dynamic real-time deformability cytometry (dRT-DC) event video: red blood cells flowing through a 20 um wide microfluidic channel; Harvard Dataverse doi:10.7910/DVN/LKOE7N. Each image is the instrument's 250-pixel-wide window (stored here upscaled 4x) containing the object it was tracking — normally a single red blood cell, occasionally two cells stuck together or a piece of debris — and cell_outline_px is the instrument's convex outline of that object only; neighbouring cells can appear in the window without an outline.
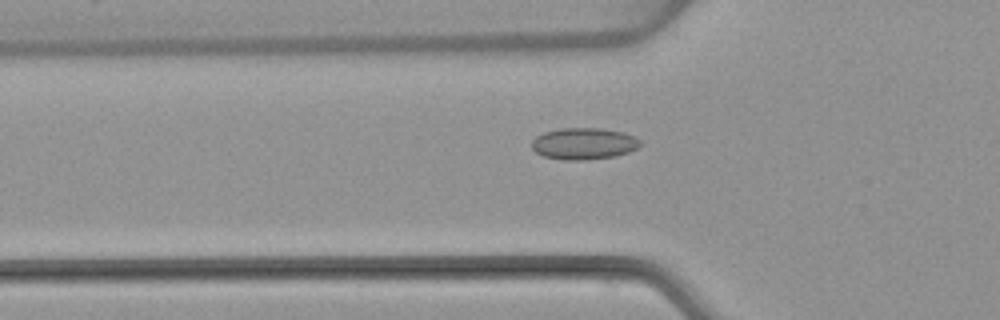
{"species": "common noctule bat (a hibernating species)", "species_latin": "Nyctalus noctula", "temperature_condition": "warm", "stored_images_in_passage": 32, "camera_frame_rate_fps": 3000, "um_per_image_px": 0.085, "animal": {"sex": "female", "body_mass_g": 22.7, "forearm_length_mm": 54.2}, "frame": {"image": 1, "passage_image": 2, "time_ms": 0.333, "image_size_px": [1000, 320], "cell_outline_px": [[640, 144], [636, 148], [628, 152], [616, 156], [584, 160], [564, 160], [544, 156], [536, 152], [532, 148], [532, 140], [536, 136], [544, 132], [560, 128], [600, 128], [624, 132], [640, 140]], "centroid_in_image_um": [49.6, 12.2], "position_along_channel_um": 76.2, "area_um2": 19.94}}
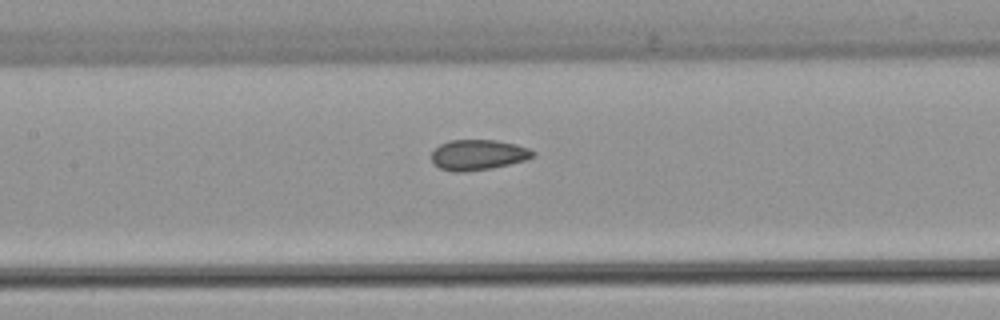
{"frame": {"image": 2, "passage_image": 9, "time_ms": 2.667, "image_size_px": [1000, 320], "cell_outline_px": [[536, 156], [524, 160], [492, 168], [460, 172], [452, 172], [440, 168], [432, 160], [432, 152], [440, 144], [452, 140], [496, 140], [516, 144], [528, 148], [536, 152]], "centroid_in_image_um": [40.66, 13.16], "position_along_channel_um": 166.7, "area_um2": 17.86}}
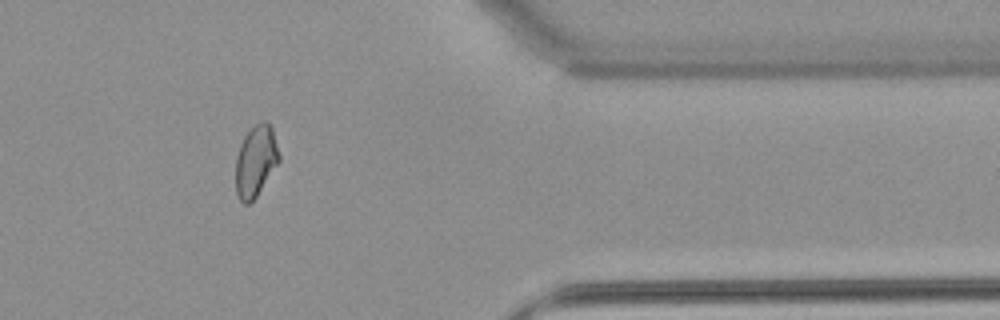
{"frame": {"image": 3, "passage_image": 28, "time_ms": 9.0, "image_size_px": [1000, 320], "cell_outline_px": [[280, 160], [256, 196], [248, 204], [244, 204], [240, 200], [236, 192], [236, 156], [240, 144], [244, 136], [256, 124], [264, 120], [272, 128], [280, 156]], "centroid_in_image_um": [21.73, 13.69], "position_along_channel_um": 389.7, "area_um2": 17.74}, "authors_computed_cell_mechanics": {"area_um2": 17.8891, "velocity_mm_per_s": 3.8461, "shape_relaxation_time_tau1_ms": null, "shape_relaxation_time_tau2_ms": 1.355, "deformation_change_tau1": null, "deformation_change_tau2": 0.0717}}